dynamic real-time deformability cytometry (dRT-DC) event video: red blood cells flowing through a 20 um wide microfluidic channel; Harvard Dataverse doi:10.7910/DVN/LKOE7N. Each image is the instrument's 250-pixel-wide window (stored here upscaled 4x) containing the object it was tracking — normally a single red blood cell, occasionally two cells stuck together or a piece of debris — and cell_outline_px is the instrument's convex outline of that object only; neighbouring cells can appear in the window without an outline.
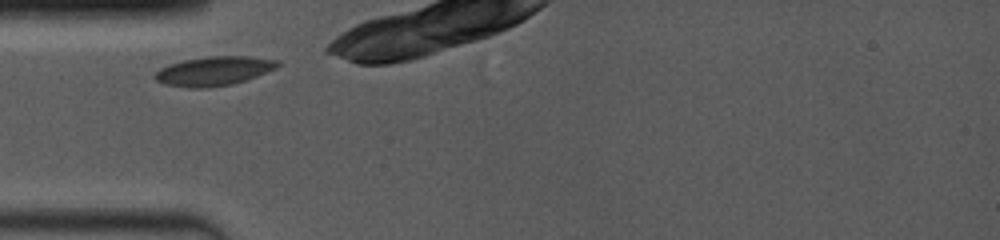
{"species": "common noctule bat (a hibernating species)", "species_latin": "Nyctalus noctula", "temperature_condition": "room temperature", "stored_images_in_passage": 4, "camera_frame_rate_fps": 4000, "um_per_image_px": 0.085, "animal": {"sex": "female", "body_mass_g": 19.0, "forearm_length_mm": 53.3}, "frame": {"image": 1, "passage_image": 1, "time_ms": 0.0, "image_size_px": [1000, 240], "cell_outline_px": [[280, 64], [276, 68], [256, 76], [232, 84], [204, 88], [188, 88], [164, 84], [156, 80], [152, 76], [160, 68], [168, 64], [184, 60], [208, 56], [248, 56], [280, 60]], "centroid_in_image_um": [18.15, 6.03], "position_along_channel_um": 66.8, "area_um2": 20.87}}